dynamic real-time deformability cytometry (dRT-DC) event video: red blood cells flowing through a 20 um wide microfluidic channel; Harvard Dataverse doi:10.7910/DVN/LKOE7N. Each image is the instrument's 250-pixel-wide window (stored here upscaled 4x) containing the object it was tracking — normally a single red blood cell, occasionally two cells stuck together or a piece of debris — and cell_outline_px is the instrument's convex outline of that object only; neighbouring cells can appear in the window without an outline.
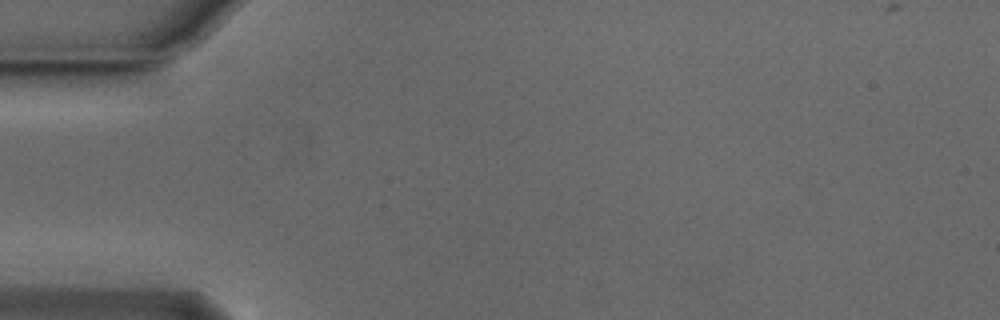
{"species": "Egyptian fruit bat (a non-hibernating species)", "species_latin": "Rousettus aegyptiacus", "temperature_condition": "cold", "stored_images_in_passage": 3, "camera_frame_rate_fps": 3000, "um_per_image_px": 0.085, "animal": {"sex": "male"}, "frame": {"image": 1, "passage_image": 1, "time_ms": 0.0, "image_size_px": [1000, 320], "cell_outline_px": [[120, 128], [116, 132], [92, 136], [16, 136], [16, 132], [24, 124], [64, 120], [108, 120], [116, 124]], "centroid_in_image_um": [5.81, 10.91], "position_along_channel_um": 79.2, "area_um2": 10.17}}